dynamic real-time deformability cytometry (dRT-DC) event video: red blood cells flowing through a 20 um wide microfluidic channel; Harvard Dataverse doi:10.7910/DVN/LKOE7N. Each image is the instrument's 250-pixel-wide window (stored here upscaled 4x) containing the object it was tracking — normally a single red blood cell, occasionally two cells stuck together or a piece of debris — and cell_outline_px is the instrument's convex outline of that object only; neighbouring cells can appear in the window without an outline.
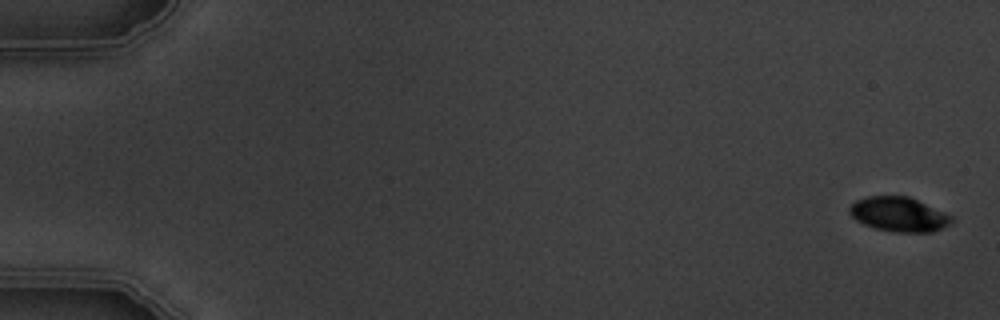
{"species": "common noctule bat (a hibernating species)", "species_latin": "Nyctalus noctula", "temperature_condition": "warm", "stored_images_in_passage": 6, "camera_frame_rate_fps": 3000, "um_per_image_px": 0.085, "animal": {"sex": "male", "body_mass_g": 19.5, "forearm_length_mm": 54.6}, "frame": {"image": 1, "passage_image": 1, "time_ms": 0.0, "image_size_px": [1000, 320], "cell_outline_px": [[956, 220], [932, 232], [896, 232], [876, 228], [864, 224], [856, 220], [848, 212], [848, 208], [856, 200], [868, 196], [908, 196], [952, 216]], "centroid_in_image_um": [76.38, 18.22], "position_along_channel_um": 8.6, "area_um2": 20.29}}
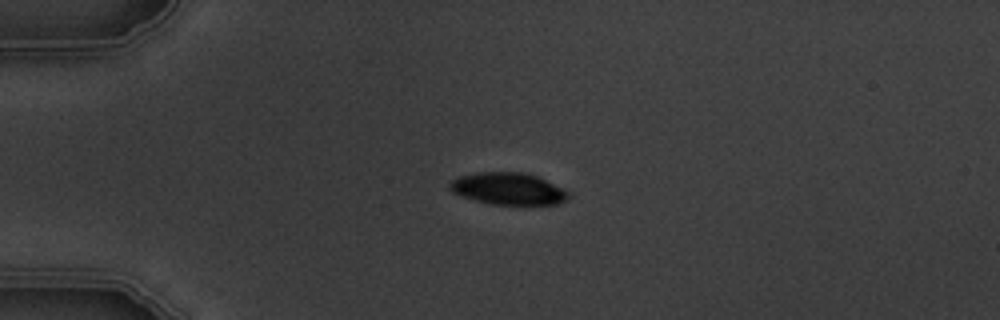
{"frame": {"image": 2, "passage_image": 4, "time_ms": 4.333, "image_size_px": [1000, 320], "cell_outline_px": [[572, 196], [568, 200], [556, 204], [492, 204], [476, 200], [452, 192], [448, 188], [448, 184], [452, 180], [460, 176], [476, 172], [524, 172], [536, 176], [564, 188], [572, 192]], "centroid_in_image_um": [43.25, 16.03], "position_along_channel_um": 41.8, "area_um2": 22.2}}